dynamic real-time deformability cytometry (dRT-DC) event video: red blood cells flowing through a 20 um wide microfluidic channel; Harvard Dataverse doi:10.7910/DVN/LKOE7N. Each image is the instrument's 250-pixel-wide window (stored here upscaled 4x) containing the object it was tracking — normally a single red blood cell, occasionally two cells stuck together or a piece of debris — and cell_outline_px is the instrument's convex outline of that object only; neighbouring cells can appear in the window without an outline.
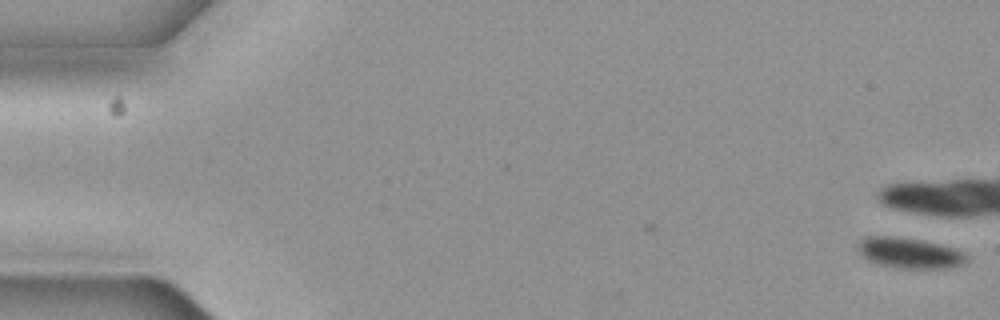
{"species": "common noctule bat (a hibernating species)", "species_latin": "Nyctalus noctula", "temperature_condition": "cold", "stored_images_in_passage": 4, "camera_frame_rate_fps": 3000, "um_per_image_px": 0.085, "animal": {"sex": "female", "body_mass_g": 19.3, "forearm_length_mm": 54.1}, "frame": {"image": 1, "passage_image": 1, "time_ms": 0.0, "image_size_px": [1000, 320], "cell_outline_px": [[968, 256], [960, 264], [948, 268], [896, 268], [876, 264], [860, 256], [856, 248], [856, 244], [860, 240], [868, 236], [888, 236], [920, 240], [952, 248]], "centroid_in_image_um": [77.17, 21.51], "position_along_channel_um": 7.8, "area_um2": 19.13}}